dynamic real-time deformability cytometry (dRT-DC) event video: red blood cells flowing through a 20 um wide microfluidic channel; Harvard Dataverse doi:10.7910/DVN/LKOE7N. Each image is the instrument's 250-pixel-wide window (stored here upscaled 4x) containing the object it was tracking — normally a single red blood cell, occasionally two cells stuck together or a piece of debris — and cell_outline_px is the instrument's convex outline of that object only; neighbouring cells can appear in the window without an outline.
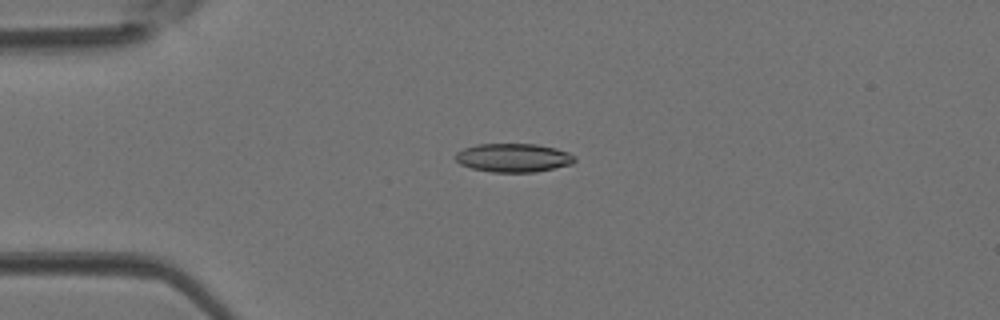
{"species": "Egyptian fruit bat (a non-hibernating species)", "species_latin": "Rousettus aegyptiacus", "temperature_condition": "room temperature", "stored_images_in_passage": 44, "camera_frame_rate_fps": 3000, "um_per_image_px": 0.085, "animal": {"sex": "female"}, "frame": {"image": 1, "passage_image": 11, "time_ms": 3.333, "image_size_px": [1000, 320], "cell_outline_px": [[576, 160], [572, 164], [536, 172], [492, 172], [472, 168], [460, 164], [452, 156], [456, 152], [464, 148], [476, 144], [536, 144], [556, 148], [568, 152], [576, 156]], "centroid_in_image_um": [43.63, 13.4], "position_along_channel_um": 41.4, "area_um2": 20.06}}
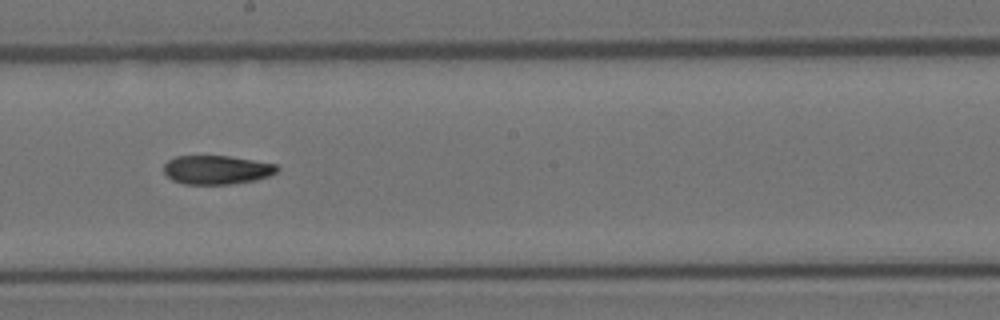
{"frame": {"image": 2, "passage_image": 25, "time_ms": 8.0, "image_size_px": [1000, 320], "cell_outline_px": [[280, 168], [276, 172], [268, 176], [256, 180], [232, 184], [184, 184], [172, 180], [164, 172], [164, 164], [168, 160], [176, 156], [228, 156], [276, 164]], "centroid_in_image_um": [18.41, 14.44], "position_along_channel_um": 229.8, "area_um2": 19.02}}
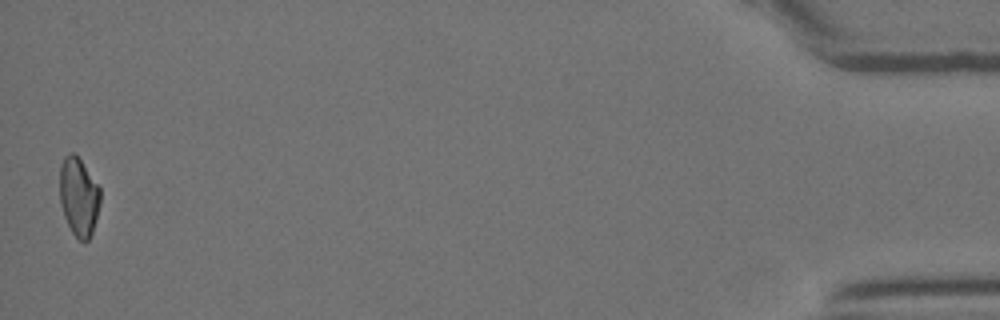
{"frame": {"image": 3, "passage_image": 44, "time_ms": 14.333, "image_size_px": [1000, 320], "cell_outline_px": [[100, 204], [96, 220], [92, 232], [88, 240], [84, 244], [72, 232], [64, 216], [60, 204], [60, 164], [64, 156], [68, 152], [72, 152], [80, 160], [100, 188]], "centroid_in_image_um": [6.68, 16.73], "position_along_channel_um": 428.5, "area_um2": 18.5}}